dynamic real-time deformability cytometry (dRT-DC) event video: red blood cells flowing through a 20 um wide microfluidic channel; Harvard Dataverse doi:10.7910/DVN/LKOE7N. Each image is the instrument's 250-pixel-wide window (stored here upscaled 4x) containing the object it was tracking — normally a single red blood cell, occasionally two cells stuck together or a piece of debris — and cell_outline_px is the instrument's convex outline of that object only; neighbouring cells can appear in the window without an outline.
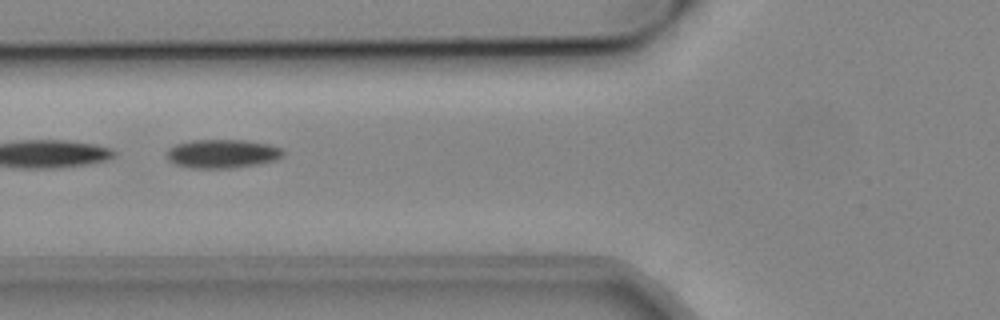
{"species": "common noctule bat (a hibernating species)", "species_latin": "Nyctalus noctula", "temperature_condition": "cold", "stored_images_in_passage": 23, "camera_frame_rate_fps": 3000, "um_per_image_px": 0.085, "animal": {"sex": "male", "body_mass_g": 19.2, "forearm_length_mm": 51.8}, "frame": {"image": 1, "passage_image": 15, "time_ms": 4.667, "image_size_px": [1000, 320], "cell_outline_px": [[284, 156], [276, 160], [260, 164], [228, 168], [192, 168], [176, 164], [168, 160], [168, 148], [176, 144], [192, 140], [244, 140], [272, 144], [284, 148]], "centroid_in_image_um": [18.97, 13.06], "position_along_channel_um": 106.8, "area_um2": 19.65}}